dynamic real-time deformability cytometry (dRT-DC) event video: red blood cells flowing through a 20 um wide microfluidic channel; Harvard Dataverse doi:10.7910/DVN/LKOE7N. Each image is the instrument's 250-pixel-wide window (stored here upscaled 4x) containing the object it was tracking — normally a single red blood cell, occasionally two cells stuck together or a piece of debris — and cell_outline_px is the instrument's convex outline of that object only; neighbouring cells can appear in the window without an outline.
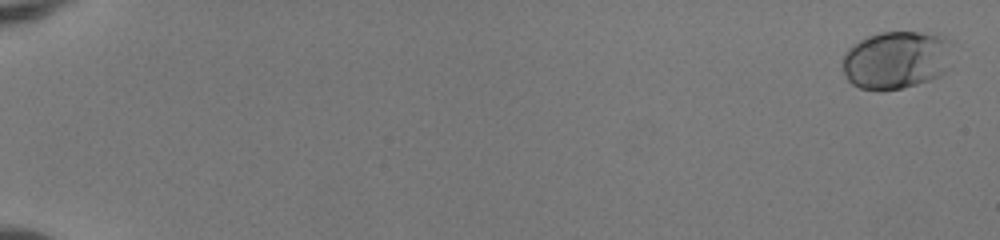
{"species": "human", "species_latin": "Homo sapiens", "temperature_condition": "room temperature", "stored_images_in_passage": 54, "camera_frame_rate_fps": 3000, "um_per_image_px": 0.085, "donor": {"sex": "female"}, "frame": {"image": 1, "passage_image": 2, "time_ms": 0.333, "image_size_px": [1000, 240], "cell_outline_px": [[952, 40], [944, 72], [940, 76], [916, 84], [900, 88], [860, 88], [852, 84], [848, 80], [844, 72], [844, 56], [848, 48], [852, 44], [868, 36], [880, 32], [940, 32]], "centroid_in_image_um": [76.2, 5.04], "position_along_channel_um": 8.8, "area_um2": 36.76}}
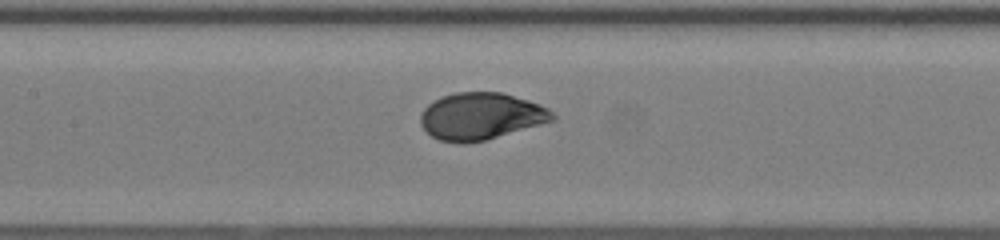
{"frame": {"image": 2, "passage_image": 29, "time_ms": 9.333, "image_size_px": [1000, 240], "cell_outline_px": [[556, 120], [484, 140], [464, 144], [460, 144], [440, 140], [432, 136], [420, 124], [420, 112], [432, 100], [440, 96], [456, 92], [500, 92], [528, 100], [548, 108], [556, 116]], "centroid_in_image_um": [40.85, 9.87], "position_along_channel_um": 166.6, "area_um2": 36.18}}
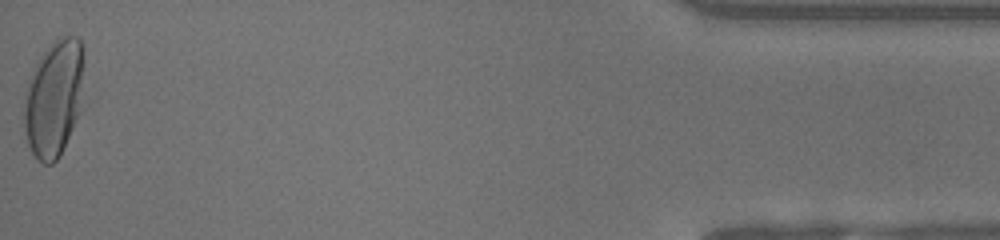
{"frame": {"image": 3, "passage_image": 54, "time_ms": 17.667, "image_size_px": [1000, 240], "cell_outline_px": [[84, 56], [76, 116], [72, 128], [60, 156], [52, 164], [44, 164], [36, 160], [28, 144], [24, 132], [24, 92], [32, 68], [36, 60], [52, 40], [60, 36], [76, 36], [80, 40], [84, 48]], "centroid_in_image_um": [4.51, 8.31], "position_along_channel_um": 430.7, "area_um2": 40.69}, "authors_computed_cell_mechanics": {"area_um2": 35.9516, "velocity_mm_per_s": 4.0734, "shape_relaxation_time_tau1_ms": 2.7504, "shape_relaxation_time_tau2_ms": null, "deformation_change_tau1": 0.1694, "deformation_change_tau2": null}}